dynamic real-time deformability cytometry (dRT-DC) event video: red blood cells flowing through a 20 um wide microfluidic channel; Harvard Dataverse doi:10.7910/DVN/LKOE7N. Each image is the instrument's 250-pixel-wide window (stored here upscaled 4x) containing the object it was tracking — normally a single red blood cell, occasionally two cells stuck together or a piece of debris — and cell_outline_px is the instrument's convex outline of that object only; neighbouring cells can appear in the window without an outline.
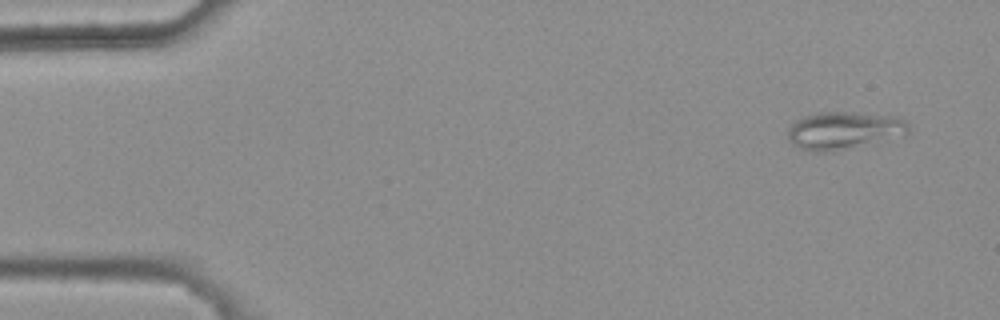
{"species": "common noctule bat (a hibernating species)", "species_latin": "Nyctalus noctula", "temperature_condition": "warm", "stored_images_in_passage": 5, "camera_frame_rate_fps": 3000, "um_per_image_px": 0.085, "animal": {"sex": "female", "body_mass_g": 25.1}, "frame": {"image": 1, "passage_image": 1, "time_ms": 0.0, "image_size_px": [1000, 320], "cell_outline_px": [[908, 132], [904, 136], [880, 144], [824, 152], [800, 152], [788, 140], [788, 128], [796, 120], [804, 116], [820, 112], [844, 112], [892, 116], [904, 120], [908, 124]], "centroid_in_image_um": [71.72, 11.14], "position_along_channel_um": 13.3, "area_um2": 27.17}}
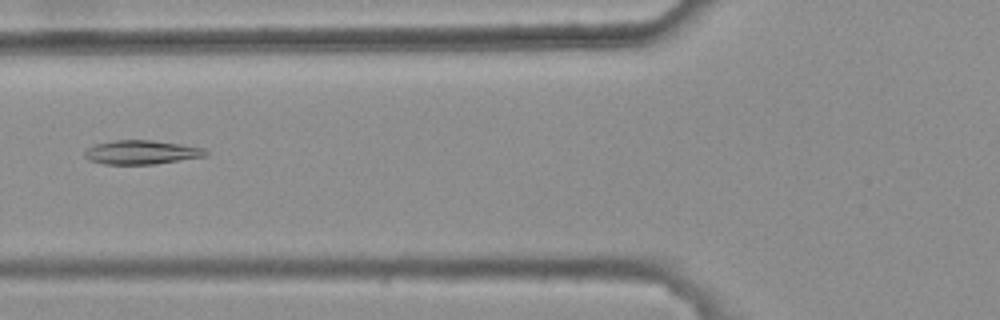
{"frame": {"image": 2, "passage_image": 5, "time_ms": 1.333, "image_size_px": [1000, 320], "cell_outline_px": [[208, 152], [204, 156], [156, 164], [104, 164], [88, 160], [84, 156], [84, 152], [92, 144], [116, 140], [152, 140], [180, 144], [204, 148]], "centroid_in_image_um": [11.97, 12.94], "position_along_channel_um": 113.8, "area_um2": 16.88}}